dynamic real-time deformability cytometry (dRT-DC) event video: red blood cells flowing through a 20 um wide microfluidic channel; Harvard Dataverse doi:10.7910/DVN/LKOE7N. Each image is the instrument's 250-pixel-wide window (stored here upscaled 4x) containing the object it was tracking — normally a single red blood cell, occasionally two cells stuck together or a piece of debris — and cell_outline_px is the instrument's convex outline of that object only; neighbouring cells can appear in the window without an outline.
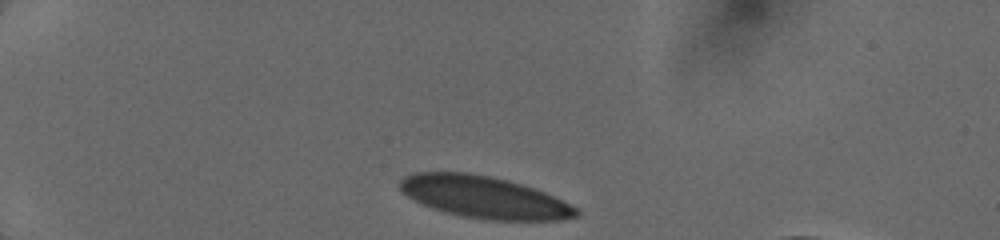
{"species": "human", "species_latin": "Homo sapiens", "temperature_condition": "cold", "stored_images_in_passage": 55, "camera_frame_rate_fps": 3000, "um_per_image_px": 0.085, "donor": {"sex": "female"}, "frame": {"image": 1, "passage_image": 1, "time_ms": 0.0, "image_size_px": [1000, 240], "cell_outline_px": [[580, 216], [560, 220], [484, 220], [460, 216], [444, 212], [432, 208], [408, 196], [400, 188], [400, 180], [404, 176], [416, 172], [468, 172], [488, 176], [520, 184], [544, 192], [576, 208], [580, 212]], "centroid_in_image_um": [41.13, 16.77], "position_along_channel_um": 43.9, "area_um2": 42.66}}
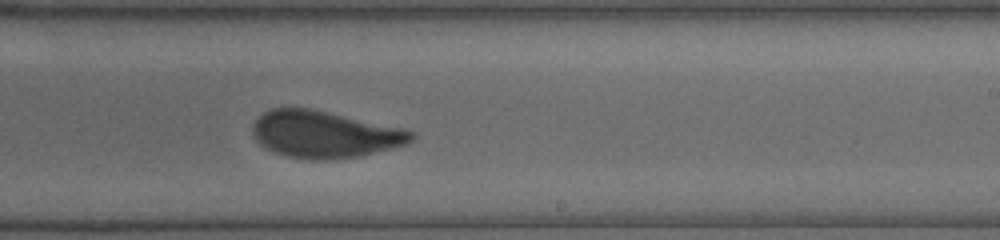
{"frame": {"image": 2, "passage_image": 34, "time_ms": 6.667, "image_size_px": [1000, 240], "cell_outline_px": [[416, 136], [408, 144], [360, 156], [336, 160], [312, 160], [288, 156], [276, 152], [260, 144], [256, 140], [252, 132], [252, 124], [264, 112], [272, 108], [308, 108], [404, 128], [416, 132]], "centroid_in_image_um": [27.62, 11.43], "position_along_channel_um": 261.4, "area_um2": 43.35}}
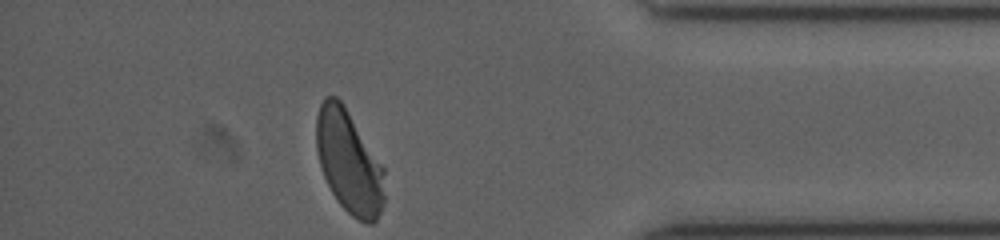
{"frame": {"image": 3, "passage_image": 55, "time_ms": 10.667, "image_size_px": [1000, 240], "cell_outline_px": [[384, 204], [376, 220], [372, 224], [368, 224], [352, 216], [340, 204], [332, 192], [324, 176], [320, 164], [316, 148], [316, 116], [320, 104], [324, 96], [336, 96], [344, 104], [384, 168]], "centroid_in_image_um": [29.65, 13.74], "position_along_channel_um": 405.5, "area_um2": 40.81}}